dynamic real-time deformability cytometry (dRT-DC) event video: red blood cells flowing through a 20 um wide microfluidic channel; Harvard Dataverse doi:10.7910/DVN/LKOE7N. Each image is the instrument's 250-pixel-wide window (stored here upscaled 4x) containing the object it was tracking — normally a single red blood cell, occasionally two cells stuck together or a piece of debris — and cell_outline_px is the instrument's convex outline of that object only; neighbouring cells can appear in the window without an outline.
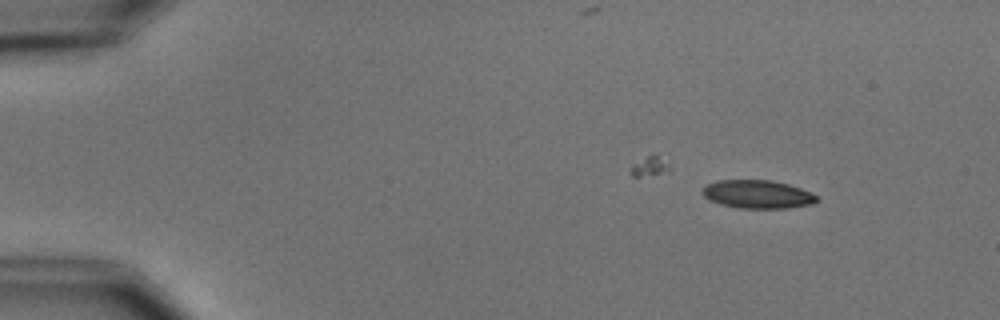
{"species": "common noctule bat (a hibernating species)", "species_latin": "Nyctalus noctula", "temperature_condition": "cold", "stored_images_in_passage": 3, "camera_frame_rate_fps": 3000, "um_per_image_px": 0.085, "animal": {"sex": "male", "body_mass_g": 15.6}, "frame": {"image": 1, "passage_image": 1, "time_ms": 0.0, "image_size_px": [1000, 320], "cell_outline_px": [[820, 200], [812, 204], [788, 208], [740, 208], [720, 204], [704, 196], [704, 184], [716, 180], [772, 180], [788, 184], [800, 188], [816, 196]], "centroid_in_image_um": [64.4, 16.51], "position_along_channel_um": 20.6, "area_um2": 18.73}}
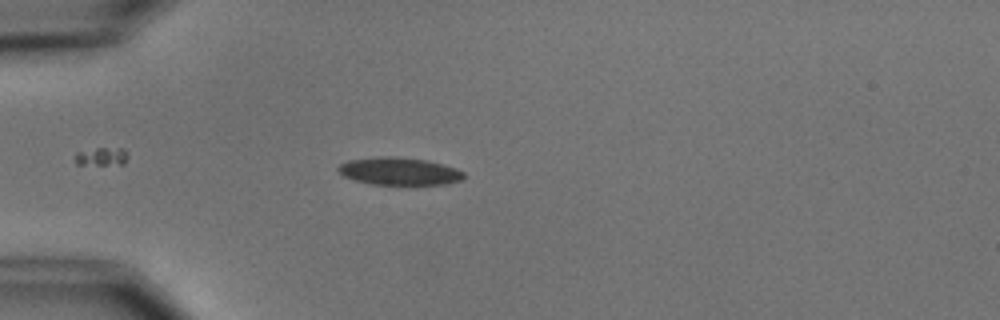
{"frame": {"image": 2, "passage_image": 3, "time_ms": 3.0, "image_size_px": [1000, 320], "cell_outline_px": [[464, 180], [448, 184], [372, 184], [356, 180], [344, 176], [336, 168], [340, 164], [348, 160], [380, 156], [392, 156], [424, 160], [456, 168], [464, 172]], "centroid_in_image_um": [33.94, 14.55], "position_along_channel_um": 51.1, "area_um2": 20.0}}